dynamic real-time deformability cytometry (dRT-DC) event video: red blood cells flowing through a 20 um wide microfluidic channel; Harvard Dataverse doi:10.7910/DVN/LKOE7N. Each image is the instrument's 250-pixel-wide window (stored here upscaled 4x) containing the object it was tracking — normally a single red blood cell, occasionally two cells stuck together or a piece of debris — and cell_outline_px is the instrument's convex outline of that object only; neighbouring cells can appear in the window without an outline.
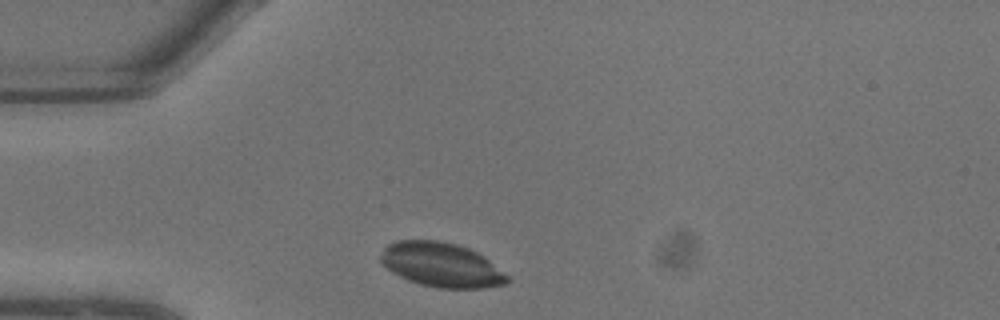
{"species": "common noctule bat (a hibernating species)", "species_latin": "Nyctalus noctula", "temperature_condition": "warm", "stored_images_in_passage": 3, "camera_frame_rate_fps": 3000, "um_per_image_px": 0.085, "animal": {"sex": "male", "body_mass_g": 13.3}, "frame": {"image": 1, "passage_image": 1, "time_ms": 0.0, "image_size_px": [1000, 320], "cell_outline_px": [[508, 280], [504, 284], [484, 288], [440, 288], [420, 284], [408, 280], [392, 272], [380, 260], [380, 256], [384, 248], [388, 244], [396, 240], [436, 240], [456, 244], [468, 248], [484, 256], [508, 276]], "centroid_in_image_um": [37.5, 22.5], "position_along_channel_um": 47.5, "area_um2": 32.48}}
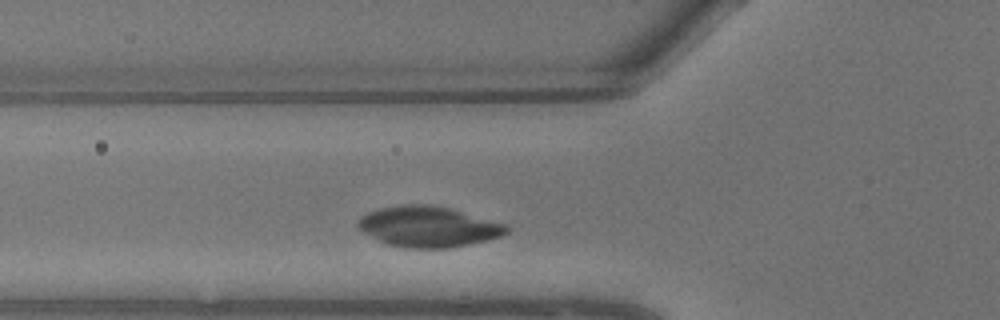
{"frame": {"image": 2, "passage_image": 3, "time_ms": 0.667, "image_size_px": [1000, 320], "cell_outline_px": [[512, 228], [508, 232], [500, 236], [468, 244], [448, 248], [404, 248], [388, 244], [356, 228], [356, 224], [368, 212], [380, 208], [400, 204], [432, 204], [452, 208], [508, 224]], "centroid_in_image_um": [36.45, 19.25], "position_along_channel_um": 89.3, "area_um2": 35.32}}